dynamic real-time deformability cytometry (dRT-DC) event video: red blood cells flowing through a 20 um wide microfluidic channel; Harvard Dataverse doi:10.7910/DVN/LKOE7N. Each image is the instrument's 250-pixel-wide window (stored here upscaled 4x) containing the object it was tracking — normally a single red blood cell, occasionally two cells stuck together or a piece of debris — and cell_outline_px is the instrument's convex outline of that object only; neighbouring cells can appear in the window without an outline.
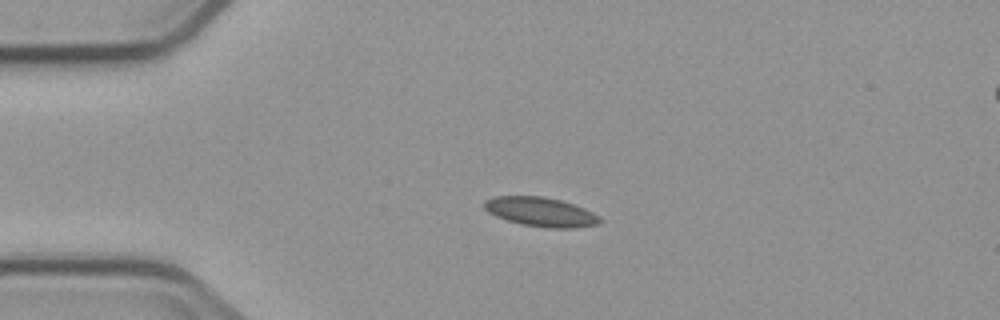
{"species": "common noctule bat (a hibernating species)", "species_latin": "Nyctalus noctula", "temperature_condition": "cold", "stored_images_in_passage": 3, "camera_frame_rate_fps": 3000, "um_per_image_px": 0.085, "animal": {"sex": "male", "body_mass_g": 23.1, "forearm_length_mm": 52.7}, "frame": {"image": 1, "passage_image": 2, "time_ms": 1.0, "image_size_px": [1000, 320], "cell_outline_px": [[604, 220], [600, 224], [576, 228], [548, 228], [520, 224], [496, 216], [488, 212], [484, 208], [484, 200], [492, 196], [544, 196], [560, 200], [584, 208], [600, 216]], "centroid_in_image_um": [45.98, 18.01], "position_along_channel_um": 39.0, "area_um2": 19.88}}